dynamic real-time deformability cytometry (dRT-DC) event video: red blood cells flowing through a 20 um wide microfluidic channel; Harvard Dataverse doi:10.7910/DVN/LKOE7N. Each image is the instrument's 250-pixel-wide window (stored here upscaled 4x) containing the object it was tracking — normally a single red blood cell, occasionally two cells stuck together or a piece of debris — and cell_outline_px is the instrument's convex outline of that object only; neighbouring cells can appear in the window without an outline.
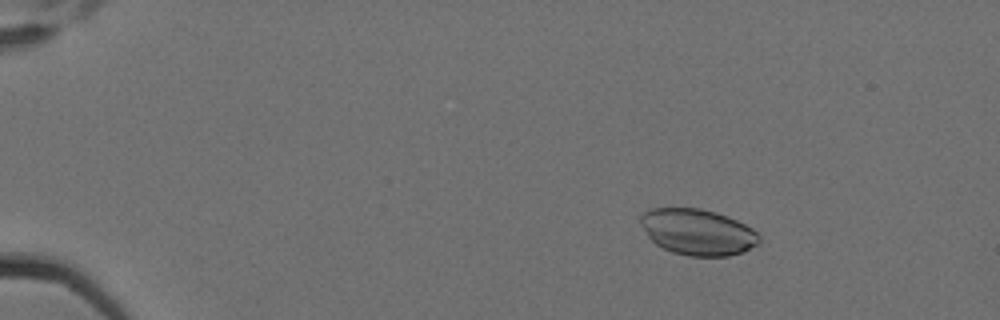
{"species": "Egyptian fruit bat (a non-hibernating species)", "species_latin": "Rousettus aegyptiacus", "temperature_condition": "cold", "stored_images_in_passage": 7, "camera_frame_rate_fps": 3000, "um_per_image_px": 0.085, "animal": {"sex": "female"}, "frame": {"image": 1, "passage_image": 2, "time_ms": 0.333, "image_size_px": [1000, 320], "cell_outline_px": [[760, 240], [756, 244], [744, 252], [728, 256], [688, 256], [672, 252], [656, 244], [648, 236], [640, 224], [640, 216], [644, 212], [652, 208], [700, 208], [716, 212], [728, 216], [752, 228], [760, 236]], "centroid_in_image_um": [59.3, 19.72], "position_along_channel_um": 25.7, "area_um2": 31.85}}
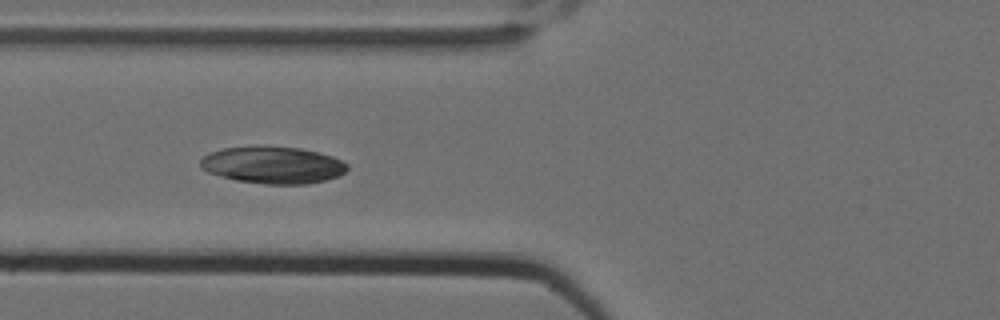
{"frame": {"image": 2, "passage_image": 6, "time_ms": 1.667, "image_size_px": [1000, 320], "cell_outline_px": [[348, 168], [340, 176], [308, 184], [264, 184], [236, 180], [220, 176], [208, 172], [200, 168], [200, 160], [208, 152], [224, 148], [256, 144], [264, 144], [300, 148], [332, 156], [348, 164]], "centroid_in_image_um": [23.15, 14.0], "position_along_channel_um": 102.6, "area_um2": 32.31}}
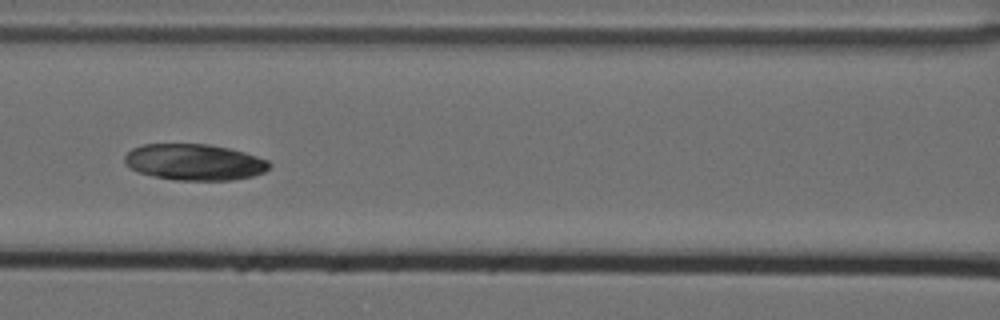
{"frame": {"image": 3, "passage_image": 7, "time_ms": 2.0, "image_size_px": [1000, 320], "cell_outline_px": [[272, 164], [264, 172], [252, 176], [232, 180], [176, 180], [136, 172], [124, 164], [124, 156], [132, 148], [144, 144], [208, 144], [228, 148], [244, 152], [268, 160]], "centroid_in_image_um": [16.5, 13.78], "position_along_channel_um": 150.1, "area_um2": 30.58}}